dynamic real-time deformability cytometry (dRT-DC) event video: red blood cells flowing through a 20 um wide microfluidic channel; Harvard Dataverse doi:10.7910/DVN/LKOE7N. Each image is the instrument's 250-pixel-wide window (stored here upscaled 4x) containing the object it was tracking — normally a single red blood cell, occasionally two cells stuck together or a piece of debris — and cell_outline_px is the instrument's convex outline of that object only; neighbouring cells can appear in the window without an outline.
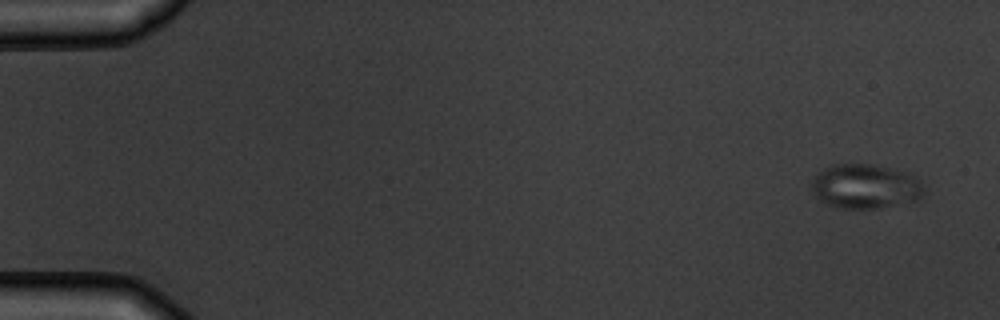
{"species": "common noctule bat (a hibernating species)", "species_latin": "Nyctalus noctula", "temperature_condition": "warm", "stored_images_in_passage": 5, "camera_frame_rate_fps": 3000, "um_per_image_px": 0.085, "animal": {"sex": "male", "body_mass_g": 19.5, "forearm_length_mm": 54.6}, "frame": {"image": 1, "passage_image": 1, "time_ms": 0.0, "image_size_px": [1000, 320], "cell_outline_px": [[924, 192], [920, 200], [880, 208], [840, 208], [828, 204], [812, 196], [808, 188], [808, 184], [816, 172], [832, 164], [876, 164], [912, 172], [916, 176], [924, 188]], "centroid_in_image_um": [73.52, 15.82], "position_along_channel_um": 11.5, "area_um2": 30.17}}